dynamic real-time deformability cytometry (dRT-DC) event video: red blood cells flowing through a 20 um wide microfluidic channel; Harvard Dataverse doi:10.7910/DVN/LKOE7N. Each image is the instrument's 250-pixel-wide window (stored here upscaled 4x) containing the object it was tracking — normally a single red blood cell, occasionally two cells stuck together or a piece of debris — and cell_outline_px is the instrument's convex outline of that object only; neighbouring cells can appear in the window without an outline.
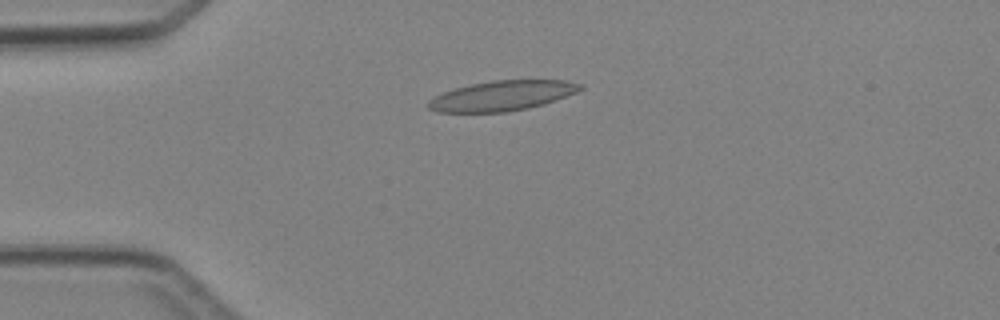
{"species": "Egyptian fruit bat (a non-hibernating species)", "species_latin": "Rousettus aegyptiacus", "temperature_condition": "cold", "stored_images_in_passage": 4, "camera_frame_rate_fps": 3000, "um_per_image_px": 0.085, "animal": {"sex": "female"}, "frame": {"image": 1, "passage_image": 2, "time_ms": 1.333, "image_size_px": [1000, 320], "cell_outline_px": [[584, 88], [576, 92], [556, 100], [544, 104], [528, 108], [504, 112], [440, 112], [428, 108], [428, 100], [444, 92], [456, 88], [472, 84], [492, 80], [564, 80], [580, 84]], "centroid_in_image_um": [42.69, 8.14], "position_along_channel_um": 42.3, "area_um2": 26.3}}
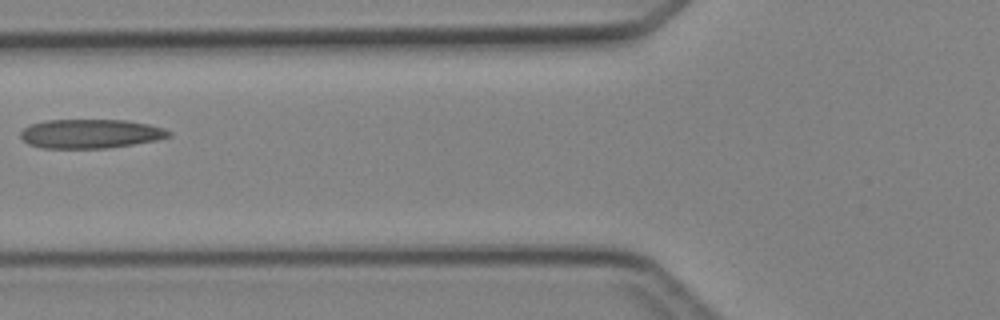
{"frame": {"image": 2, "passage_image": 4, "time_ms": 3.667, "image_size_px": [1000, 320], "cell_outline_px": [[172, 136], [156, 140], [108, 148], [40, 148], [28, 144], [20, 136], [20, 132], [24, 128], [32, 124], [48, 120], [128, 120], [148, 124], [164, 128], [172, 132]], "centroid_in_image_um": [7.71, 11.37], "position_along_channel_um": 118.1, "area_um2": 25.14}}